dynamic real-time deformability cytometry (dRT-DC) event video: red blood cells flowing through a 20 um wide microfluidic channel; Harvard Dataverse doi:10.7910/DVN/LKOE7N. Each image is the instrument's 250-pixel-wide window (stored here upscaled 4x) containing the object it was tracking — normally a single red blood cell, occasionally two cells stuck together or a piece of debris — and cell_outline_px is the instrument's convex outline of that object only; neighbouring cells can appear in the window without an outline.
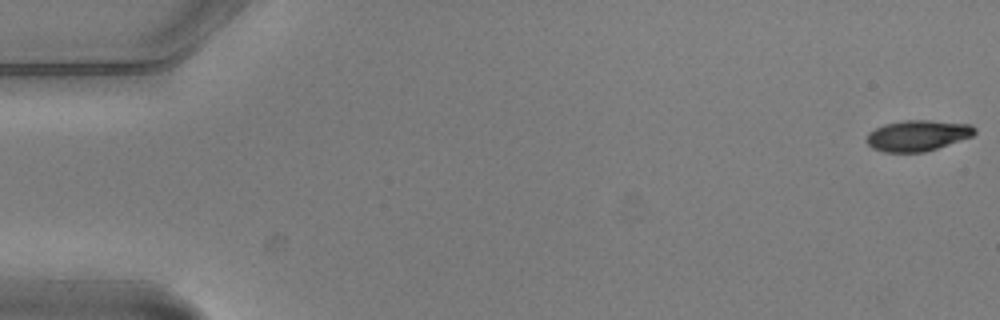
{"species": "common noctule bat (a hibernating species)", "species_latin": "Nyctalus noctula", "temperature_condition": "warm", "stored_images_in_passage": 4, "camera_frame_rate_fps": 3000, "um_per_image_px": 0.085, "animal": {"sex": "male", "body_mass_g": 20.5, "forearm_length_mm": 52.5}, "frame": {"image": 1, "passage_image": 1, "time_ms": 0.0, "image_size_px": [1000, 320], "cell_outline_px": [[976, 132], [972, 136], [924, 152], [884, 152], [872, 148], [868, 144], [868, 132], [884, 124], [904, 120], [928, 120], [972, 124], [976, 128]], "centroid_in_image_um": [78.0, 11.51], "position_along_channel_um": 7.0, "area_um2": 19.31}}